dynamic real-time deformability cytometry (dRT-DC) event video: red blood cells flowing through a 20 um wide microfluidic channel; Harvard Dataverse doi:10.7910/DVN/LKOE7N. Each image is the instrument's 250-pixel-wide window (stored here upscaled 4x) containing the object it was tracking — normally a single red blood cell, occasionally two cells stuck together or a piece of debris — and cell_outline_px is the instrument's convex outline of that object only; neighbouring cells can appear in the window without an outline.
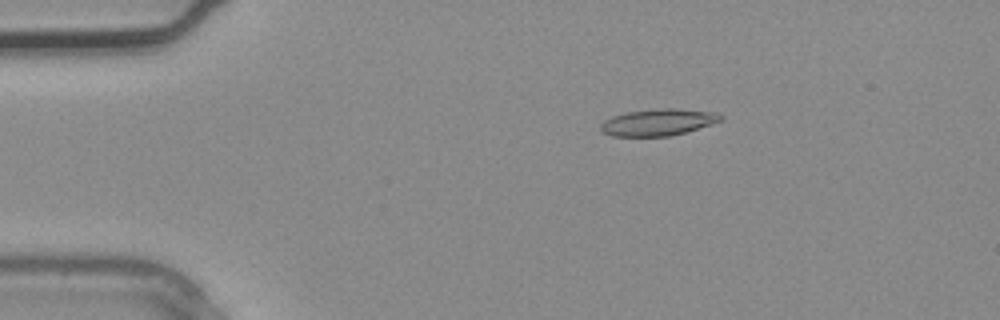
{"species": "common noctule bat (a hibernating species)", "species_latin": "Nyctalus noctula", "temperature_condition": "warm", "stored_images_in_passage": 3, "camera_frame_rate_fps": 3000, "um_per_image_px": 0.085, "animal": {"sex": "male", "body_mass_g": 20.4}, "frame": {"image": 1, "passage_image": 2, "time_ms": 0.333, "image_size_px": [1000, 320], "cell_outline_px": [[724, 116], [720, 120], [684, 132], [668, 136], [612, 136], [604, 132], [600, 128], [600, 124], [604, 120], [612, 116], [628, 112], [660, 108], [676, 108], [716, 112]], "centroid_in_image_um": [55.9, 10.38], "position_along_channel_um": 29.1, "area_um2": 18.38}}